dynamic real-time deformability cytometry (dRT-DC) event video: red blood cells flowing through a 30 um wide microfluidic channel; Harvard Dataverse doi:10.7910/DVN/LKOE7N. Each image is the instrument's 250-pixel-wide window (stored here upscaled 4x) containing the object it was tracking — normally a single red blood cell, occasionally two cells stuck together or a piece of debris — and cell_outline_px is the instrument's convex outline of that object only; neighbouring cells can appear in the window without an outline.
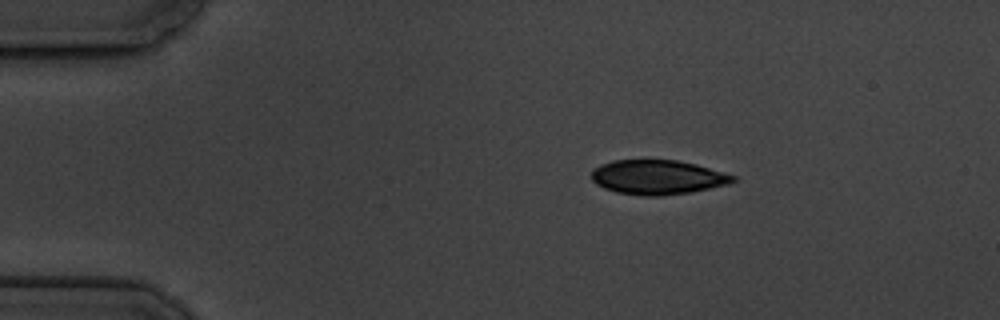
{"species": "common noctule bat (a hibernating species)", "species_latin": "Nyctalus noctula", "temperature_condition": "cold", "stored_images_in_passage": 3, "camera_frame_rate_fps": 3000, "um_per_image_px": 0.085, "animal": {"sex": "male", "body_mass_g": 19.5, "forearm_length_mm": 54.6}, "frame": {"image": 1, "passage_image": 1, "time_ms": 0.0, "image_size_px": [1000, 320], "cell_outline_px": [[736, 180], [728, 184], [692, 192], [660, 196], [644, 196], [616, 192], [604, 188], [596, 184], [592, 180], [592, 168], [600, 164], [612, 160], [676, 160], [696, 164], [736, 176]], "centroid_in_image_um": [55.87, 15.06], "position_along_channel_um": 29.1, "area_um2": 28.5}}